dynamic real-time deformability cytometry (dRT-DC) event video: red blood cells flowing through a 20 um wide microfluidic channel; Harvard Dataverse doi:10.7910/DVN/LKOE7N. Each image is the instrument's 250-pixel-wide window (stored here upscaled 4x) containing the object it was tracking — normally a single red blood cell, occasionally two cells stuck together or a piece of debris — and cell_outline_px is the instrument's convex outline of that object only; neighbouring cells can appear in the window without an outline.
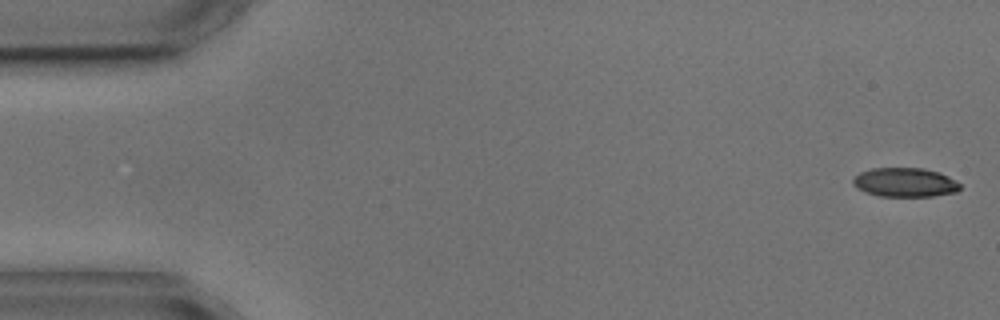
{"species": "common noctule bat (a hibernating species)", "species_latin": "Nyctalus noctula", "temperature_condition": "cold", "stored_images_in_passage": 6, "camera_frame_rate_fps": 3000, "um_per_image_px": 0.085, "animal": {"sex": "male", "body_mass_g": 17.9, "forearm_length_mm": 54.2}, "frame": {"image": 1, "passage_image": 1, "time_ms": 0.0, "image_size_px": [1000, 320], "cell_outline_px": [[960, 188], [956, 192], [932, 196], [880, 196], [864, 192], [856, 188], [852, 184], [852, 180], [860, 172], [872, 168], [924, 168], [940, 172], [948, 176], [960, 184]], "centroid_in_image_um": [76.9, 15.5], "position_along_channel_um": 8.1, "area_um2": 18.21}}